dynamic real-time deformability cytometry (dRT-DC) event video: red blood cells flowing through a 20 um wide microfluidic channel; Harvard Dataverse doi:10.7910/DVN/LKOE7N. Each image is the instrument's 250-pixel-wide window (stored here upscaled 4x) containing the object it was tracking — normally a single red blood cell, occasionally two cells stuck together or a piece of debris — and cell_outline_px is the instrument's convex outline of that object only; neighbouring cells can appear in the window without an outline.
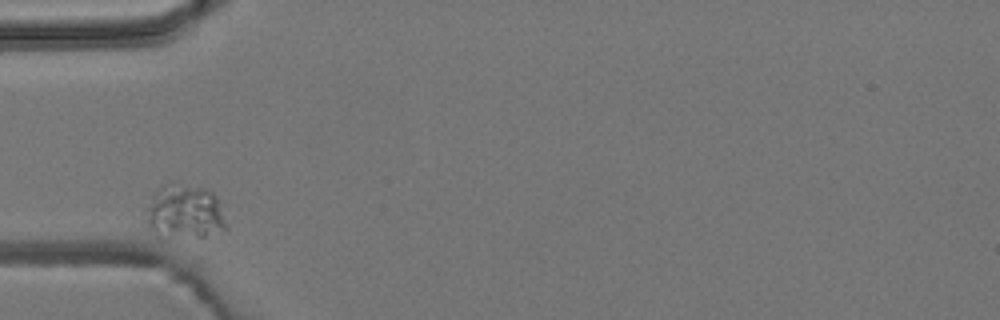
{"species": "common noctule bat (a hibernating species)", "species_latin": "Nyctalus noctula", "temperature_condition": "room temperature", "stored_images_in_passage": 2, "camera_frame_rate_fps": 3000, "um_per_image_px": 0.085, "animal": {"sex": "male", "body_mass_g": 19.2, "forearm_length_mm": 51.8}, "frame": {"image": 1, "passage_image": 1, "time_ms": 0.0, "image_size_px": [1000, 320], "cell_outline_px": [[228, 228], [204, 236], [196, 236], [152, 228], [148, 224], [144, 208], [152, 192], [156, 188], [172, 180], [208, 188], [216, 196]], "centroid_in_image_um": [15.7, 17.83], "position_along_channel_um": 69.3, "area_um2": 24.74}}
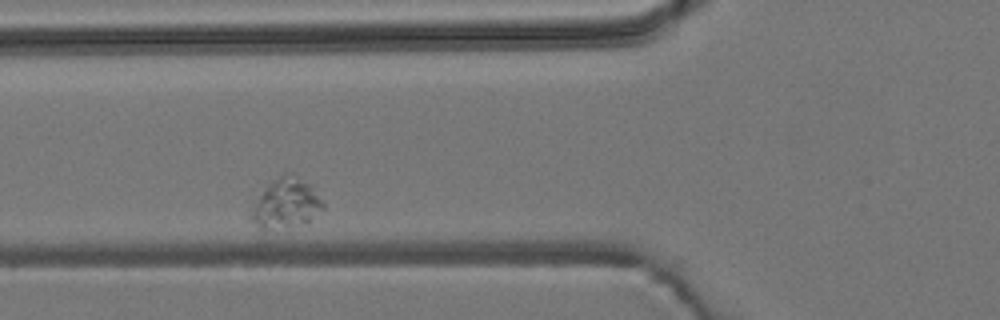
{"frame": {"image": 2, "passage_image": 2, "time_ms": 1.0, "image_size_px": [1000, 320], "cell_outline_px": [[324, 208], [304, 224], [268, 228], [260, 228], [248, 216], [260, 196], [272, 180], [288, 172], [312, 184], [324, 204]], "centroid_in_image_um": [24.35, 17.26], "position_along_channel_um": 101.4, "area_um2": 20.23}}